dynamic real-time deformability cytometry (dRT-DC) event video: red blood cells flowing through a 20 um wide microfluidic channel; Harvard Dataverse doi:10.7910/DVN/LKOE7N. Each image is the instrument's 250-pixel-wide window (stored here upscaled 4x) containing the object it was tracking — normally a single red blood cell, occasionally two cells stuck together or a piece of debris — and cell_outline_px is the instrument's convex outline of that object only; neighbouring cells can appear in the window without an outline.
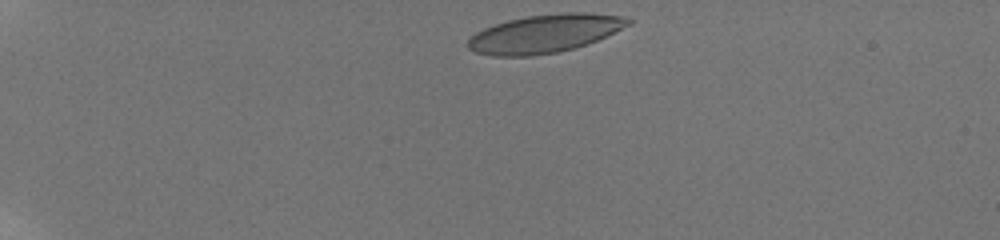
{"species": "human", "species_latin": "Homo sapiens", "temperature_condition": "room temperature", "stored_images_in_passage": 44, "camera_frame_rate_fps": 3000, "um_per_image_px": 0.085, "donor": {"sex": "male"}, "frame": {"image": 1, "passage_image": 1, "time_ms": 0.0, "image_size_px": [1000, 240], "cell_outline_px": [[632, 24], [588, 44], [556, 52], [528, 56], [492, 56], [476, 52], [468, 48], [468, 40], [476, 32], [484, 28], [508, 20], [528, 16], [564, 12], [584, 12], [628, 16], [632, 20]], "centroid_in_image_um": [46.35, 2.84], "position_along_channel_um": 38.7, "area_um2": 35.6}}
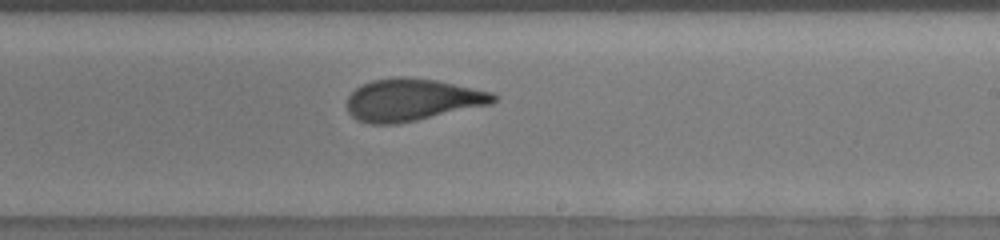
{"frame": {"image": 2, "passage_image": 25, "time_ms": 8.0, "image_size_px": [1000, 240], "cell_outline_px": [[496, 100], [492, 104], [416, 120], [396, 124], [368, 124], [356, 120], [348, 112], [348, 96], [356, 88], [372, 80], [396, 76], [404, 76], [436, 80], [492, 92], [496, 96]], "centroid_in_image_um": [35.01, 8.48], "position_along_channel_um": 254.0, "area_um2": 35.95}}
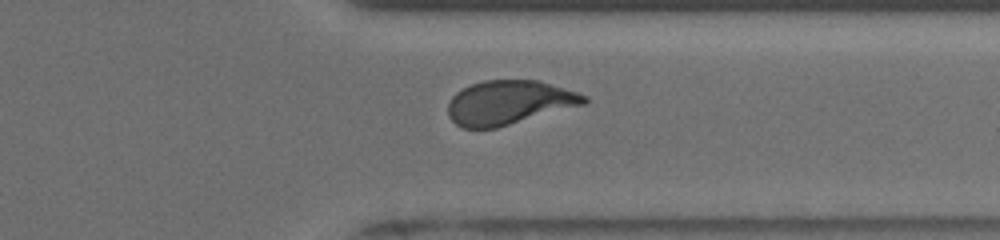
{"frame": {"image": 3, "passage_image": 34, "time_ms": 11.0, "image_size_px": [1000, 240], "cell_outline_px": [[588, 100], [584, 104], [496, 128], [464, 128], [456, 124], [448, 116], [448, 104], [452, 96], [456, 92], [472, 84], [484, 80], [536, 80], [576, 92], [588, 96]], "centroid_in_image_um": [43.23, 8.72], "position_along_channel_um": 368.2, "area_um2": 34.56}, "authors_computed_cell_mechanics": {"area_um2": 35.8071, "velocity_mm_per_s": 3.7911, "shape_relaxation_time_tau1_ms": 5.5593, "shape_relaxation_time_tau2_ms": 1.087, "deformation_change_tau1": 0.1885, "deformation_change_tau2": 0.0887}}